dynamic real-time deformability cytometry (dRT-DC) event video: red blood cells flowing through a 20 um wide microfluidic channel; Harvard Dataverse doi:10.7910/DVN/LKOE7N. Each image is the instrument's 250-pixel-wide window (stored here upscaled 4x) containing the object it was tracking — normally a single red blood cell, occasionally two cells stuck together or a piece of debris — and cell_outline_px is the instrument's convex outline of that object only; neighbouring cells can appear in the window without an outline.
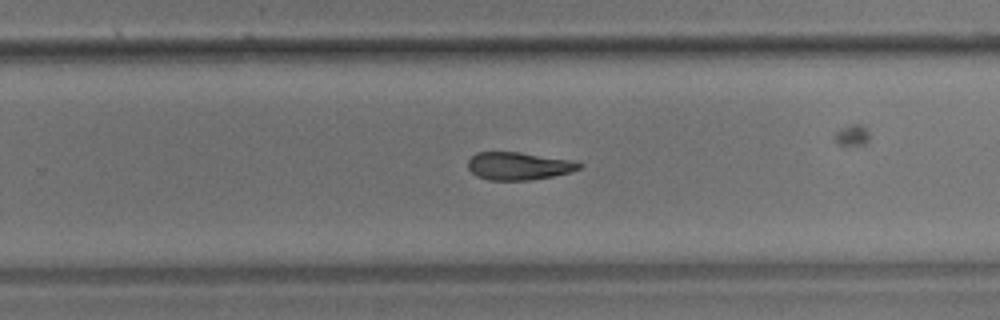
{"species": "common noctule bat (a hibernating species)", "species_latin": "Nyctalus noctula", "temperature_condition": "room temperature", "stored_images_in_passage": 43, "camera_frame_rate_fps": 3000, "um_per_image_px": 0.085, "animal": {"sex": "male", "body_mass_g": 17.9}, "frame": {"image": 1, "passage_image": 22, "time_ms": 7.0, "image_size_px": [1000, 320], "cell_outline_px": [[584, 164], [580, 168], [568, 172], [552, 176], [528, 180], [488, 180], [476, 176], [468, 168], [468, 160], [476, 152], [520, 152], [572, 160]], "centroid_in_image_um": [44.06, 14.1], "position_along_channel_um": 285.7, "area_um2": 17.92}}
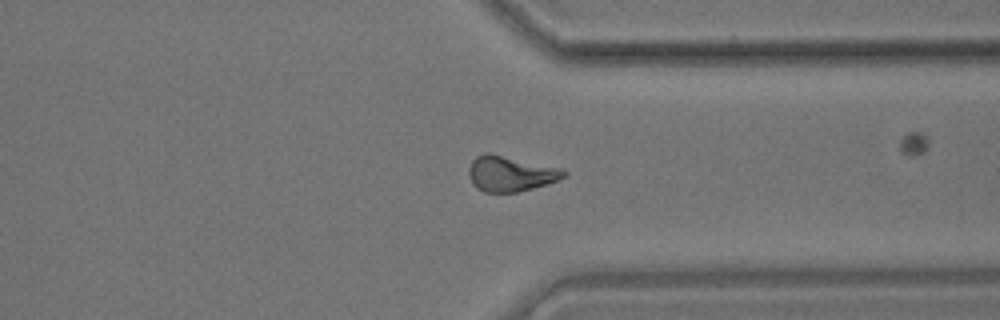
{"frame": {"image": 2, "passage_image": 29, "time_ms": 9.333, "image_size_px": [1000, 320], "cell_outline_px": [[568, 172], [564, 176], [556, 180], [532, 188], [516, 192], [484, 192], [476, 188], [472, 184], [468, 172], [468, 168], [472, 160], [476, 156], [484, 152], [488, 152], [564, 168]], "centroid_in_image_um": [43.36, 14.74], "position_along_channel_um": 368.0, "area_um2": 19.71}}
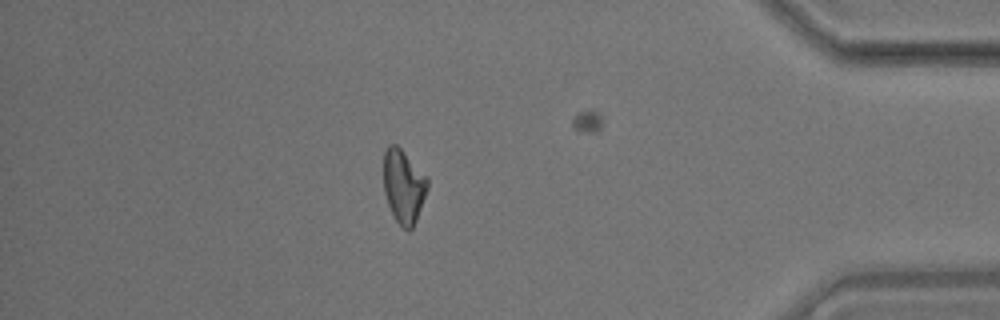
{"frame": {"image": 3, "passage_image": 35, "time_ms": 11.333, "image_size_px": [1000, 320], "cell_outline_px": [[428, 188], [416, 220], [412, 228], [408, 232], [396, 220], [388, 204], [384, 192], [384, 152], [388, 144], [396, 144], [400, 148], [428, 180]], "centroid_in_image_um": [34.28, 15.84], "position_along_channel_um": 400.9, "area_um2": 18.38}, "authors_computed_cell_mechanics": {"area_um2": 18.8428, "velocity_mm_per_s": 3.5475, "shape_relaxation_time_tau1_ms": 10.4651, "shape_relaxation_time_tau2_ms": 10.1472, "deformation_change_tau1": 0.2138, "deformation_change_tau2": 0.1825}}